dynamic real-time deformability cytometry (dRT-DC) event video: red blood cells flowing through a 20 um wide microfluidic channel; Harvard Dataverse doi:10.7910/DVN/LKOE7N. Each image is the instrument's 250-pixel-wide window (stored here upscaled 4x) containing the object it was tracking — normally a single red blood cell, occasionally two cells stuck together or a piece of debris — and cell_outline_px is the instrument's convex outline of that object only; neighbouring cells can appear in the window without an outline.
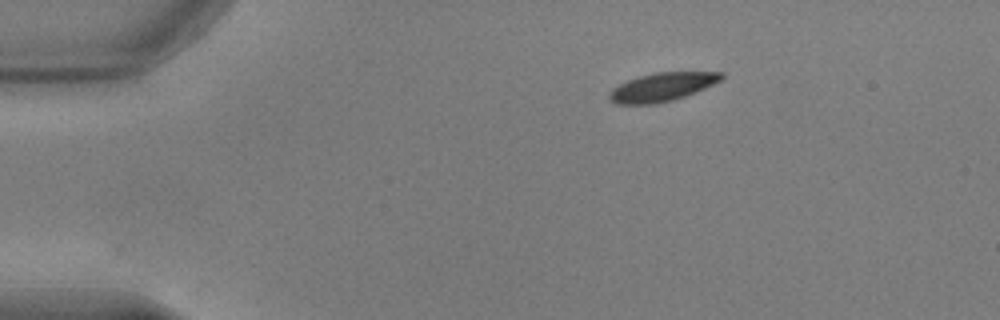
{"species": "common noctule bat (a hibernating species)", "species_latin": "Nyctalus noctula", "temperature_condition": "warm", "stored_images_in_passage": 44, "camera_frame_rate_fps": 3000, "um_per_image_px": 0.085, "animal": {"sex": "male", "body_mass_g": 17.9, "forearm_length_mm": 54.2}, "frame": {"image": 1, "passage_image": 1, "time_ms": 0.0, "image_size_px": [1000, 320], "cell_outline_px": [[724, 76], [720, 80], [696, 92], [672, 100], [656, 104], [616, 104], [608, 100], [608, 92], [612, 88], [628, 80], [640, 76], [656, 72], [724, 72]], "centroid_in_image_um": [56.23, 7.4], "position_along_channel_um": 28.8, "area_um2": 18.55}}
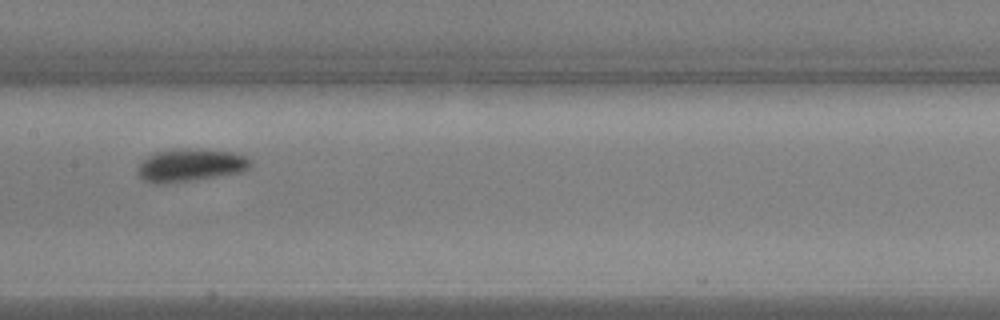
{"frame": {"image": 2, "passage_image": 19, "time_ms": 6.0, "image_size_px": [1000, 320], "cell_outline_px": [[252, 164], [244, 172], [168, 184], [152, 184], [144, 180], [136, 172], [136, 168], [148, 156], [156, 152], [172, 148], [188, 148], [232, 152], [244, 156], [252, 160]], "centroid_in_image_um": [16.16, 14.05], "position_along_channel_um": 191.2, "area_um2": 21.85}}
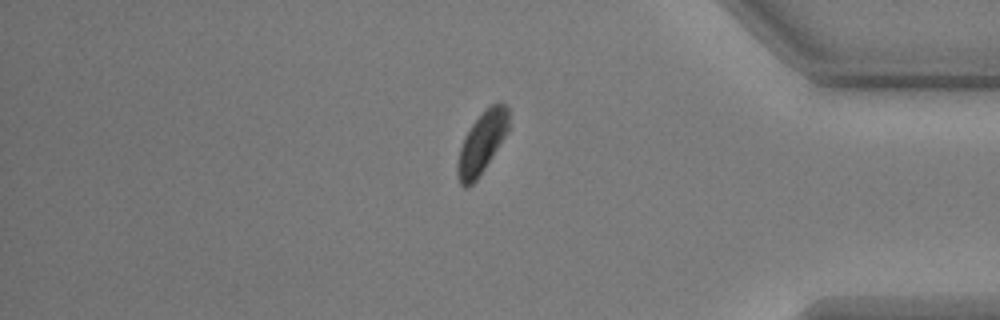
{"frame": {"image": 3, "passage_image": 37, "time_ms": 12.0, "image_size_px": [1000, 320], "cell_outline_px": [[508, 132], [476, 180], [468, 188], [464, 188], [460, 184], [456, 172], [456, 164], [460, 148], [464, 136], [472, 124], [492, 104], [500, 100], [508, 108]], "centroid_in_image_um": [40.94, 12.16], "position_along_channel_um": 394.3, "area_um2": 18.15}}